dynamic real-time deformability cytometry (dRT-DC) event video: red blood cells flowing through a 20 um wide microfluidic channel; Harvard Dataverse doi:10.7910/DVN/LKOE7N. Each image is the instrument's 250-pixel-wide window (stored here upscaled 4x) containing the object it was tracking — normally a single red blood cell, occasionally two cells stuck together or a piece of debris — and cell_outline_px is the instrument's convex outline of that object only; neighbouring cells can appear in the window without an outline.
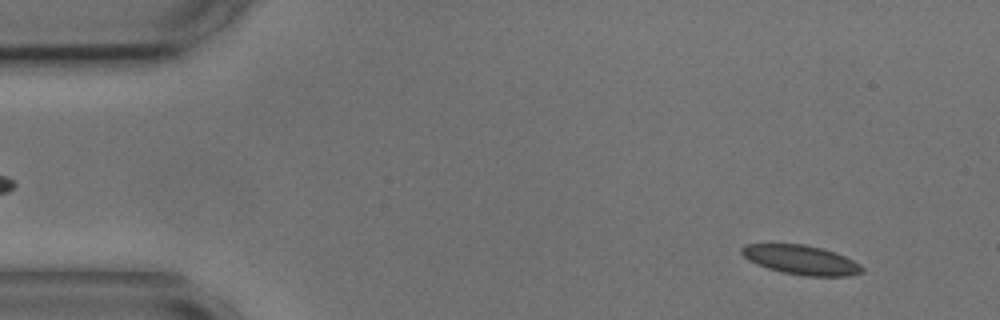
{"species": "common noctule bat (a hibernating species)", "species_latin": "Nyctalus noctula", "temperature_condition": "cold", "stored_images_in_passage": 54, "camera_frame_rate_fps": 3000, "um_per_image_px": 0.085, "animal": {"sex": "male", "body_mass_g": 17.9, "forearm_length_mm": 54.2}, "frame": {"image": 1, "passage_image": 4, "time_ms": 1.0, "image_size_px": [1000, 320], "cell_outline_px": [[864, 272], [848, 276], [804, 276], [784, 272], [768, 268], [756, 264], [748, 260], [740, 252], [740, 248], [744, 244], [804, 244], [820, 248], [844, 256], [860, 264], [864, 268]], "centroid_in_image_um": [68.07, 22.09], "position_along_channel_um": 16.9, "area_um2": 20.46}}
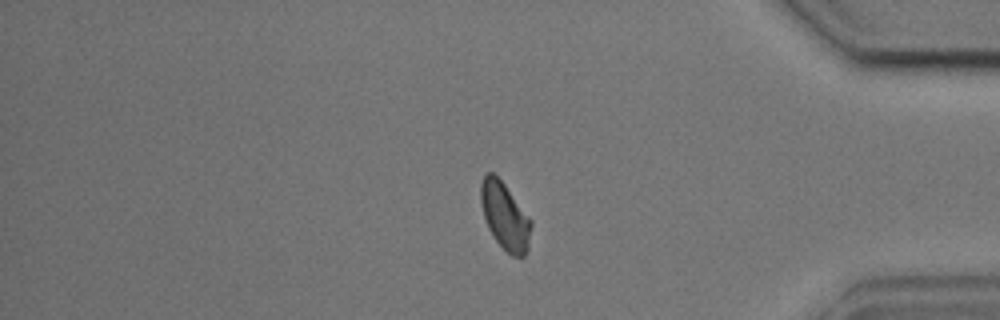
{"frame": {"image": 2, "passage_image": 45, "time_ms": 14.667, "image_size_px": [1000, 320], "cell_outline_px": [[532, 224], [528, 248], [524, 256], [512, 256], [492, 236], [488, 228], [484, 216], [480, 200], [480, 184], [484, 172], [492, 172], [504, 184], [532, 220]], "centroid_in_image_um": [42.91, 18.35], "position_along_channel_um": 392.3, "area_um2": 19.59}}
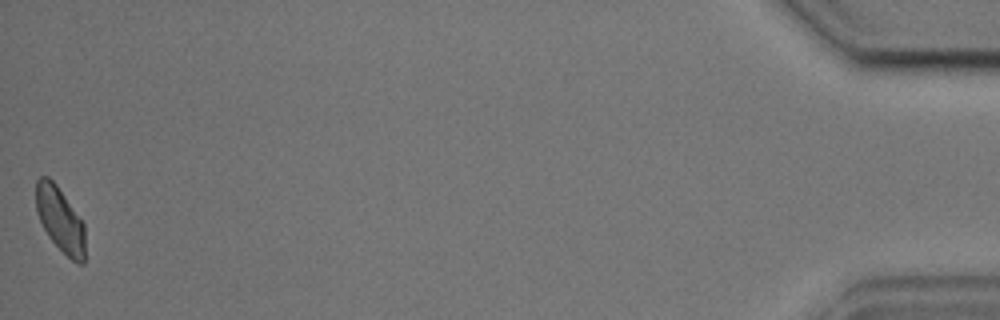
{"frame": {"image": 3, "passage_image": 54, "time_ms": 17.667, "image_size_px": [1000, 320], "cell_outline_px": [[84, 264], [76, 264], [48, 236], [36, 212], [36, 180], [40, 176], [48, 176], [56, 184], [84, 224]], "centroid_in_image_um": [5.1, 18.65], "position_along_channel_um": 430.1, "area_um2": 18.26}, "authors_computed_cell_mechanics": {"area_um2": 20.2878, "velocity_mm_per_s": 3.5954, "shape_relaxation_time_tau1_ms": 2.6379, "shape_relaxation_time_tau2_ms": 1.5802, "deformation_change_tau1": 0.0765, "deformation_change_tau2": 0.0868}}